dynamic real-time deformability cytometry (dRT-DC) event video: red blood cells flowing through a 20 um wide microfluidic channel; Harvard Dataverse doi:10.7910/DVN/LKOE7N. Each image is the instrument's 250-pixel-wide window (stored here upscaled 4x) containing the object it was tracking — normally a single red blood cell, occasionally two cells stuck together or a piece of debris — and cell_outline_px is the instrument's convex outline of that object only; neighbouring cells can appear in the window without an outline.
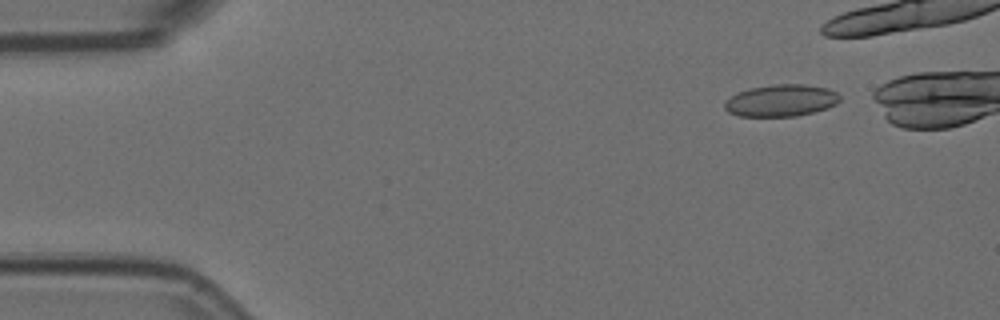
{"species": "Egyptian fruit bat (a non-hibernating species)", "species_latin": "Rousettus aegyptiacus", "temperature_condition": "room temperature", "stored_images_in_passage": 6, "camera_frame_rate_fps": 3000, "um_per_image_px": 0.085, "animal": {"sex": "female"}, "frame": {"image": 1, "passage_image": 1, "time_ms": 0.0, "image_size_px": [1000, 320], "cell_outline_px": [[840, 100], [836, 104], [828, 108], [796, 116], [740, 116], [728, 112], [724, 108], [724, 100], [736, 92], [748, 88], [772, 84], [800, 84], [828, 88], [836, 92], [840, 96]], "centroid_in_image_um": [66.35, 8.53], "position_along_channel_um": 18.6, "area_um2": 21.62}}